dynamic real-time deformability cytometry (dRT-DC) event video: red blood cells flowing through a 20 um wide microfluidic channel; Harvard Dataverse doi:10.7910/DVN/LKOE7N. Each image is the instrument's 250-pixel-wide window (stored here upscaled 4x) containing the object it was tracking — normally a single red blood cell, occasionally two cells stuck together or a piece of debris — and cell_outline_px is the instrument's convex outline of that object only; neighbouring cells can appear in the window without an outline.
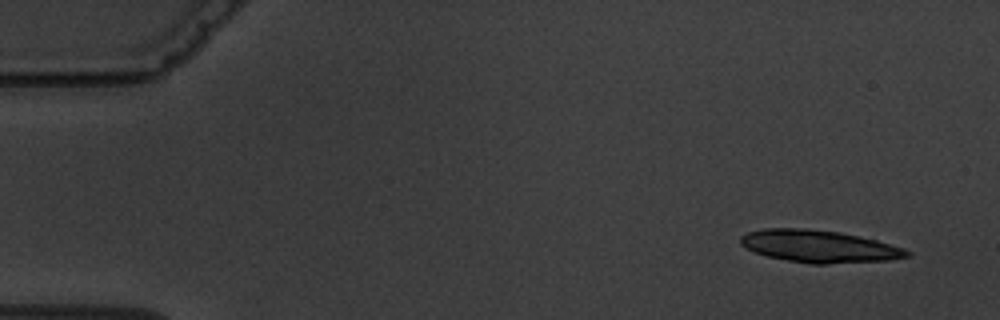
{"species": "common noctule bat (a hibernating species)", "species_latin": "Nyctalus noctula", "temperature_condition": "warm", "stored_images_in_passage": 9, "camera_frame_rate_fps": 3000, "um_per_image_px": 0.085, "animal": {"sex": "male", "body_mass_g": 19.5, "forearm_length_mm": 54.6}, "frame": {"image": 1, "passage_image": 1, "time_ms": 0.0, "image_size_px": [1000, 320], "cell_outline_px": [[912, 252], [908, 256], [888, 260], [824, 264], [812, 264], [788, 260], [768, 256], [756, 252], [740, 244], [740, 236], [748, 232], [764, 228], [804, 228], [840, 232], [876, 240], [904, 248]], "centroid_in_image_um": [69.62, 20.93], "position_along_channel_um": 15.4, "area_um2": 31.04}}
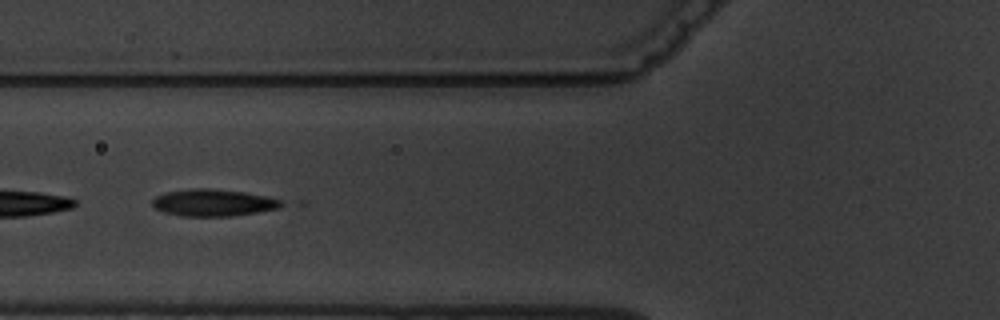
{"frame": {"image": 2, "passage_image": 6, "time_ms": 6.0, "image_size_px": [1000, 320], "cell_outline_px": [[284, 204], [276, 208], [256, 212], [228, 216], [180, 216], [164, 212], [156, 208], [152, 204], [152, 200], [156, 196], [164, 192], [192, 188], [212, 188], [244, 192], [268, 196], [284, 200]], "centroid_in_image_um": [18.12, 17.21], "position_along_channel_um": 107.7, "area_um2": 20.29}}